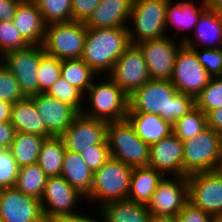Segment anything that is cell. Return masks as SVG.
Wrapping results in <instances>:
<instances>
[{
    "instance_id": "cell-13",
    "label": "cell",
    "mask_w": 222,
    "mask_h": 222,
    "mask_svg": "<svg viewBox=\"0 0 222 222\" xmlns=\"http://www.w3.org/2000/svg\"><path fill=\"white\" fill-rule=\"evenodd\" d=\"M108 76L128 96L151 80L143 53L133 44L119 56Z\"/></svg>"
},
{
    "instance_id": "cell-30",
    "label": "cell",
    "mask_w": 222,
    "mask_h": 222,
    "mask_svg": "<svg viewBox=\"0 0 222 222\" xmlns=\"http://www.w3.org/2000/svg\"><path fill=\"white\" fill-rule=\"evenodd\" d=\"M64 154L65 147L59 136L45 138L37 164L48 177L60 176Z\"/></svg>"
},
{
    "instance_id": "cell-36",
    "label": "cell",
    "mask_w": 222,
    "mask_h": 222,
    "mask_svg": "<svg viewBox=\"0 0 222 222\" xmlns=\"http://www.w3.org/2000/svg\"><path fill=\"white\" fill-rule=\"evenodd\" d=\"M195 103L205 114L210 110L222 108V76L212 77L195 98Z\"/></svg>"
},
{
    "instance_id": "cell-26",
    "label": "cell",
    "mask_w": 222,
    "mask_h": 222,
    "mask_svg": "<svg viewBox=\"0 0 222 222\" xmlns=\"http://www.w3.org/2000/svg\"><path fill=\"white\" fill-rule=\"evenodd\" d=\"M163 177L152 167H133L127 200L147 205Z\"/></svg>"
},
{
    "instance_id": "cell-34",
    "label": "cell",
    "mask_w": 222,
    "mask_h": 222,
    "mask_svg": "<svg viewBox=\"0 0 222 222\" xmlns=\"http://www.w3.org/2000/svg\"><path fill=\"white\" fill-rule=\"evenodd\" d=\"M46 25L72 21V0H33Z\"/></svg>"
},
{
    "instance_id": "cell-28",
    "label": "cell",
    "mask_w": 222,
    "mask_h": 222,
    "mask_svg": "<svg viewBox=\"0 0 222 222\" xmlns=\"http://www.w3.org/2000/svg\"><path fill=\"white\" fill-rule=\"evenodd\" d=\"M107 222H150L147 205L130 200L110 201L99 208Z\"/></svg>"
},
{
    "instance_id": "cell-7",
    "label": "cell",
    "mask_w": 222,
    "mask_h": 222,
    "mask_svg": "<svg viewBox=\"0 0 222 222\" xmlns=\"http://www.w3.org/2000/svg\"><path fill=\"white\" fill-rule=\"evenodd\" d=\"M168 0H133L128 26L130 43L136 45L145 40L166 36V6ZM134 28V29H133Z\"/></svg>"
},
{
    "instance_id": "cell-10",
    "label": "cell",
    "mask_w": 222,
    "mask_h": 222,
    "mask_svg": "<svg viewBox=\"0 0 222 222\" xmlns=\"http://www.w3.org/2000/svg\"><path fill=\"white\" fill-rule=\"evenodd\" d=\"M44 54L42 45H29L24 49L8 52L0 58V61L16 77L26 97L39 94L37 72L40 59Z\"/></svg>"
},
{
    "instance_id": "cell-9",
    "label": "cell",
    "mask_w": 222,
    "mask_h": 222,
    "mask_svg": "<svg viewBox=\"0 0 222 222\" xmlns=\"http://www.w3.org/2000/svg\"><path fill=\"white\" fill-rule=\"evenodd\" d=\"M79 198L86 197L62 176L48 177L40 199L46 222H58L62 218L80 214L73 211Z\"/></svg>"
},
{
    "instance_id": "cell-25",
    "label": "cell",
    "mask_w": 222,
    "mask_h": 222,
    "mask_svg": "<svg viewBox=\"0 0 222 222\" xmlns=\"http://www.w3.org/2000/svg\"><path fill=\"white\" fill-rule=\"evenodd\" d=\"M127 119L136 134L149 145L159 142L173 132L172 124L151 113H128Z\"/></svg>"
},
{
    "instance_id": "cell-33",
    "label": "cell",
    "mask_w": 222,
    "mask_h": 222,
    "mask_svg": "<svg viewBox=\"0 0 222 222\" xmlns=\"http://www.w3.org/2000/svg\"><path fill=\"white\" fill-rule=\"evenodd\" d=\"M172 127V133L184 142L207 128L206 114L195 106L182 118L178 119Z\"/></svg>"
},
{
    "instance_id": "cell-27",
    "label": "cell",
    "mask_w": 222,
    "mask_h": 222,
    "mask_svg": "<svg viewBox=\"0 0 222 222\" xmlns=\"http://www.w3.org/2000/svg\"><path fill=\"white\" fill-rule=\"evenodd\" d=\"M173 0H168L166 6V31L170 25H173L180 33V30L193 28L197 24L201 13L206 9L203 0L196 6L194 0H180L173 4Z\"/></svg>"
},
{
    "instance_id": "cell-22",
    "label": "cell",
    "mask_w": 222,
    "mask_h": 222,
    "mask_svg": "<svg viewBox=\"0 0 222 222\" xmlns=\"http://www.w3.org/2000/svg\"><path fill=\"white\" fill-rule=\"evenodd\" d=\"M193 32L195 34V41L192 38L190 39V36H183L181 40L186 47L197 48L199 43L201 47L204 46V49H221L222 13L205 9L194 26ZM196 41L197 43L195 44Z\"/></svg>"
},
{
    "instance_id": "cell-45",
    "label": "cell",
    "mask_w": 222,
    "mask_h": 222,
    "mask_svg": "<svg viewBox=\"0 0 222 222\" xmlns=\"http://www.w3.org/2000/svg\"><path fill=\"white\" fill-rule=\"evenodd\" d=\"M22 0H0V21H13L17 6Z\"/></svg>"
},
{
    "instance_id": "cell-5",
    "label": "cell",
    "mask_w": 222,
    "mask_h": 222,
    "mask_svg": "<svg viewBox=\"0 0 222 222\" xmlns=\"http://www.w3.org/2000/svg\"><path fill=\"white\" fill-rule=\"evenodd\" d=\"M132 171V166L111 157L94 172L92 188L85 199L99 202L98 208L110 201L127 200Z\"/></svg>"
},
{
    "instance_id": "cell-38",
    "label": "cell",
    "mask_w": 222,
    "mask_h": 222,
    "mask_svg": "<svg viewBox=\"0 0 222 222\" xmlns=\"http://www.w3.org/2000/svg\"><path fill=\"white\" fill-rule=\"evenodd\" d=\"M28 46L13 21H0V58L8 52Z\"/></svg>"
},
{
    "instance_id": "cell-1",
    "label": "cell",
    "mask_w": 222,
    "mask_h": 222,
    "mask_svg": "<svg viewBox=\"0 0 222 222\" xmlns=\"http://www.w3.org/2000/svg\"><path fill=\"white\" fill-rule=\"evenodd\" d=\"M195 106V98L179 92L171 80L151 79L129 96L128 113L157 114L173 125Z\"/></svg>"
},
{
    "instance_id": "cell-15",
    "label": "cell",
    "mask_w": 222,
    "mask_h": 222,
    "mask_svg": "<svg viewBox=\"0 0 222 222\" xmlns=\"http://www.w3.org/2000/svg\"><path fill=\"white\" fill-rule=\"evenodd\" d=\"M188 199L187 177L165 176L159 182L147 208L152 216L177 217Z\"/></svg>"
},
{
    "instance_id": "cell-48",
    "label": "cell",
    "mask_w": 222,
    "mask_h": 222,
    "mask_svg": "<svg viewBox=\"0 0 222 222\" xmlns=\"http://www.w3.org/2000/svg\"><path fill=\"white\" fill-rule=\"evenodd\" d=\"M99 212H101L99 213L100 214L99 218H102L100 221L97 220L96 218H93V217L91 218V216H87V214L85 215L81 212V214L62 218L58 222H107L104 214L102 213L100 209H99Z\"/></svg>"
},
{
    "instance_id": "cell-8",
    "label": "cell",
    "mask_w": 222,
    "mask_h": 222,
    "mask_svg": "<svg viewBox=\"0 0 222 222\" xmlns=\"http://www.w3.org/2000/svg\"><path fill=\"white\" fill-rule=\"evenodd\" d=\"M87 28L84 22L69 21L46 25L43 48L45 54L59 60L82 56Z\"/></svg>"
},
{
    "instance_id": "cell-47",
    "label": "cell",
    "mask_w": 222,
    "mask_h": 222,
    "mask_svg": "<svg viewBox=\"0 0 222 222\" xmlns=\"http://www.w3.org/2000/svg\"><path fill=\"white\" fill-rule=\"evenodd\" d=\"M207 127L222 134V108L210 110L206 114Z\"/></svg>"
},
{
    "instance_id": "cell-21",
    "label": "cell",
    "mask_w": 222,
    "mask_h": 222,
    "mask_svg": "<svg viewBox=\"0 0 222 222\" xmlns=\"http://www.w3.org/2000/svg\"><path fill=\"white\" fill-rule=\"evenodd\" d=\"M133 0H101L85 22L87 29L128 27Z\"/></svg>"
},
{
    "instance_id": "cell-23",
    "label": "cell",
    "mask_w": 222,
    "mask_h": 222,
    "mask_svg": "<svg viewBox=\"0 0 222 222\" xmlns=\"http://www.w3.org/2000/svg\"><path fill=\"white\" fill-rule=\"evenodd\" d=\"M10 123L16 132L35 134L45 138L54 136L47 129L34 101L30 97L13 104Z\"/></svg>"
},
{
    "instance_id": "cell-53",
    "label": "cell",
    "mask_w": 222,
    "mask_h": 222,
    "mask_svg": "<svg viewBox=\"0 0 222 222\" xmlns=\"http://www.w3.org/2000/svg\"><path fill=\"white\" fill-rule=\"evenodd\" d=\"M218 171H220V173L222 174V160H221V163H220Z\"/></svg>"
},
{
    "instance_id": "cell-46",
    "label": "cell",
    "mask_w": 222,
    "mask_h": 222,
    "mask_svg": "<svg viewBox=\"0 0 222 222\" xmlns=\"http://www.w3.org/2000/svg\"><path fill=\"white\" fill-rule=\"evenodd\" d=\"M15 128L10 122L0 123V149L9 148L15 136Z\"/></svg>"
},
{
    "instance_id": "cell-40",
    "label": "cell",
    "mask_w": 222,
    "mask_h": 222,
    "mask_svg": "<svg viewBox=\"0 0 222 222\" xmlns=\"http://www.w3.org/2000/svg\"><path fill=\"white\" fill-rule=\"evenodd\" d=\"M19 168L10 149H0V189L15 187Z\"/></svg>"
},
{
    "instance_id": "cell-50",
    "label": "cell",
    "mask_w": 222,
    "mask_h": 222,
    "mask_svg": "<svg viewBox=\"0 0 222 222\" xmlns=\"http://www.w3.org/2000/svg\"><path fill=\"white\" fill-rule=\"evenodd\" d=\"M206 9L222 13V0H203Z\"/></svg>"
},
{
    "instance_id": "cell-29",
    "label": "cell",
    "mask_w": 222,
    "mask_h": 222,
    "mask_svg": "<svg viewBox=\"0 0 222 222\" xmlns=\"http://www.w3.org/2000/svg\"><path fill=\"white\" fill-rule=\"evenodd\" d=\"M45 137L16 132L9 149L19 167L35 164L38 161L40 148Z\"/></svg>"
},
{
    "instance_id": "cell-24",
    "label": "cell",
    "mask_w": 222,
    "mask_h": 222,
    "mask_svg": "<svg viewBox=\"0 0 222 222\" xmlns=\"http://www.w3.org/2000/svg\"><path fill=\"white\" fill-rule=\"evenodd\" d=\"M93 175L81 154L65 150L60 176L85 197L92 188Z\"/></svg>"
},
{
    "instance_id": "cell-37",
    "label": "cell",
    "mask_w": 222,
    "mask_h": 222,
    "mask_svg": "<svg viewBox=\"0 0 222 222\" xmlns=\"http://www.w3.org/2000/svg\"><path fill=\"white\" fill-rule=\"evenodd\" d=\"M60 76L61 60L44 54L37 72L39 93H46Z\"/></svg>"
},
{
    "instance_id": "cell-49",
    "label": "cell",
    "mask_w": 222,
    "mask_h": 222,
    "mask_svg": "<svg viewBox=\"0 0 222 222\" xmlns=\"http://www.w3.org/2000/svg\"><path fill=\"white\" fill-rule=\"evenodd\" d=\"M13 103L0 101V123L10 122Z\"/></svg>"
},
{
    "instance_id": "cell-35",
    "label": "cell",
    "mask_w": 222,
    "mask_h": 222,
    "mask_svg": "<svg viewBox=\"0 0 222 222\" xmlns=\"http://www.w3.org/2000/svg\"><path fill=\"white\" fill-rule=\"evenodd\" d=\"M46 94L71 106L78 114L84 109L85 103L82 102L86 99L85 95L77 87L70 85L62 76L55 81Z\"/></svg>"
},
{
    "instance_id": "cell-51",
    "label": "cell",
    "mask_w": 222,
    "mask_h": 222,
    "mask_svg": "<svg viewBox=\"0 0 222 222\" xmlns=\"http://www.w3.org/2000/svg\"><path fill=\"white\" fill-rule=\"evenodd\" d=\"M150 222H178L176 217L152 216Z\"/></svg>"
},
{
    "instance_id": "cell-4",
    "label": "cell",
    "mask_w": 222,
    "mask_h": 222,
    "mask_svg": "<svg viewBox=\"0 0 222 222\" xmlns=\"http://www.w3.org/2000/svg\"><path fill=\"white\" fill-rule=\"evenodd\" d=\"M106 82L94 81L85 96L91 108L83 109L82 114L89 118L106 122L127 119L129 96L108 76Z\"/></svg>"
},
{
    "instance_id": "cell-17",
    "label": "cell",
    "mask_w": 222,
    "mask_h": 222,
    "mask_svg": "<svg viewBox=\"0 0 222 222\" xmlns=\"http://www.w3.org/2000/svg\"><path fill=\"white\" fill-rule=\"evenodd\" d=\"M0 222H46L41 201L16 187L0 189Z\"/></svg>"
},
{
    "instance_id": "cell-42",
    "label": "cell",
    "mask_w": 222,
    "mask_h": 222,
    "mask_svg": "<svg viewBox=\"0 0 222 222\" xmlns=\"http://www.w3.org/2000/svg\"><path fill=\"white\" fill-rule=\"evenodd\" d=\"M80 154L93 173L99 170L111 158L108 145H93L92 148Z\"/></svg>"
},
{
    "instance_id": "cell-43",
    "label": "cell",
    "mask_w": 222,
    "mask_h": 222,
    "mask_svg": "<svg viewBox=\"0 0 222 222\" xmlns=\"http://www.w3.org/2000/svg\"><path fill=\"white\" fill-rule=\"evenodd\" d=\"M176 218L178 222H215V218L212 215L194 206L189 201Z\"/></svg>"
},
{
    "instance_id": "cell-16",
    "label": "cell",
    "mask_w": 222,
    "mask_h": 222,
    "mask_svg": "<svg viewBox=\"0 0 222 222\" xmlns=\"http://www.w3.org/2000/svg\"><path fill=\"white\" fill-rule=\"evenodd\" d=\"M107 124L106 121L89 118L80 113L59 137L63 141L65 150L80 154L93 145H108Z\"/></svg>"
},
{
    "instance_id": "cell-18",
    "label": "cell",
    "mask_w": 222,
    "mask_h": 222,
    "mask_svg": "<svg viewBox=\"0 0 222 222\" xmlns=\"http://www.w3.org/2000/svg\"><path fill=\"white\" fill-rule=\"evenodd\" d=\"M149 167L165 177L183 176V142L173 133L150 145Z\"/></svg>"
},
{
    "instance_id": "cell-2",
    "label": "cell",
    "mask_w": 222,
    "mask_h": 222,
    "mask_svg": "<svg viewBox=\"0 0 222 222\" xmlns=\"http://www.w3.org/2000/svg\"><path fill=\"white\" fill-rule=\"evenodd\" d=\"M130 45L127 27L87 29L81 59L98 75H108Z\"/></svg>"
},
{
    "instance_id": "cell-44",
    "label": "cell",
    "mask_w": 222,
    "mask_h": 222,
    "mask_svg": "<svg viewBox=\"0 0 222 222\" xmlns=\"http://www.w3.org/2000/svg\"><path fill=\"white\" fill-rule=\"evenodd\" d=\"M101 0H72V20L86 22Z\"/></svg>"
},
{
    "instance_id": "cell-52",
    "label": "cell",
    "mask_w": 222,
    "mask_h": 222,
    "mask_svg": "<svg viewBox=\"0 0 222 222\" xmlns=\"http://www.w3.org/2000/svg\"><path fill=\"white\" fill-rule=\"evenodd\" d=\"M215 222H222V216L215 218Z\"/></svg>"
},
{
    "instance_id": "cell-19",
    "label": "cell",
    "mask_w": 222,
    "mask_h": 222,
    "mask_svg": "<svg viewBox=\"0 0 222 222\" xmlns=\"http://www.w3.org/2000/svg\"><path fill=\"white\" fill-rule=\"evenodd\" d=\"M43 118L47 129L54 135L60 136L72 124L78 113L69 105L46 93H39L30 97Z\"/></svg>"
},
{
    "instance_id": "cell-31",
    "label": "cell",
    "mask_w": 222,
    "mask_h": 222,
    "mask_svg": "<svg viewBox=\"0 0 222 222\" xmlns=\"http://www.w3.org/2000/svg\"><path fill=\"white\" fill-rule=\"evenodd\" d=\"M61 76L85 95L94 77L99 75L79 58L61 60Z\"/></svg>"
},
{
    "instance_id": "cell-14",
    "label": "cell",
    "mask_w": 222,
    "mask_h": 222,
    "mask_svg": "<svg viewBox=\"0 0 222 222\" xmlns=\"http://www.w3.org/2000/svg\"><path fill=\"white\" fill-rule=\"evenodd\" d=\"M169 37L167 35L136 44L143 53L150 79L171 80L172 78L177 53L184 44L182 41L176 44L174 38Z\"/></svg>"
},
{
    "instance_id": "cell-41",
    "label": "cell",
    "mask_w": 222,
    "mask_h": 222,
    "mask_svg": "<svg viewBox=\"0 0 222 222\" xmlns=\"http://www.w3.org/2000/svg\"><path fill=\"white\" fill-rule=\"evenodd\" d=\"M192 49L198 58V61L203 65L211 77L222 76V48L221 49Z\"/></svg>"
},
{
    "instance_id": "cell-6",
    "label": "cell",
    "mask_w": 222,
    "mask_h": 222,
    "mask_svg": "<svg viewBox=\"0 0 222 222\" xmlns=\"http://www.w3.org/2000/svg\"><path fill=\"white\" fill-rule=\"evenodd\" d=\"M107 142L112 158L132 167L148 166L150 145L136 134L128 119L108 122Z\"/></svg>"
},
{
    "instance_id": "cell-11",
    "label": "cell",
    "mask_w": 222,
    "mask_h": 222,
    "mask_svg": "<svg viewBox=\"0 0 222 222\" xmlns=\"http://www.w3.org/2000/svg\"><path fill=\"white\" fill-rule=\"evenodd\" d=\"M212 77L198 61L196 53L183 45L177 53L171 82L176 89L196 98Z\"/></svg>"
},
{
    "instance_id": "cell-39",
    "label": "cell",
    "mask_w": 222,
    "mask_h": 222,
    "mask_svg": "<svg viewBox=\"0 0 222 222\" xmlns=\"http://www.w3.org/2000/svg\"><path fill=\"white\" fill-rule=\"evenodd\" d=\"M23 94L18 80L12 72L0 61V101L15 103L23 100Z\"/></svg>"
},
{
    "instance_id": "cell-12",
    "label": "cell",
    "mask_w": 222,
    "mask_h": 222,
    "mask_svg": "<svg viewBox=\"0 0 222 222\" xmlns=\"http://www.w3.org/2000/svg\"><path fill=\"white\" fill-rule=\"evenodd\" d=\"M188 199L214 218L222 216V174L209 171L187 177Z\"/></svg>"
},
{
    "instance_id": "cell-3",
    "label": "cell",
    "mask_w": 222,
    "mask_h": 222,
    "mask_svg": "<svg viewBox=\"0 0 222 222\" xmlns=\"http://www.w3.org/2000/svg\"><path fill=\"white\" fill-rule=\"evenodd\" d=\"M222 160V134L207 127L183 142V177L216 171Z\"/></svg>"
},
{
    "instance_id": "cell-20",
    "label": "cell",
    "mask_w": 222,
    "mask_h": 222,
    "mask_svg": "<svg viewBox=\"0 0 222 222\" xmlns=\"http://www.w3.org/2000/svg\"><path fill=\"white\" fill-rule=\"evenodd\" d=\"M13 23L29 45H42L46 23L33 0H22L16 8Z\"/></svg>"
},
{
    "instance_id": "cell-32",
    "label": "cell",
    "mask_w": 222,
    "mask_h": 222,
    "mask_svg": "<svg viewBox=\"0 0 222 222\" xmlns=\"http://www.w3.org/2000/svg\"><path fill=\"white\" fill-rule=\"evenodd\" d=\"M48 176L37 163L20 167L15 187L26 195L41 199Z\"/></svg>"
}]
</instances>
